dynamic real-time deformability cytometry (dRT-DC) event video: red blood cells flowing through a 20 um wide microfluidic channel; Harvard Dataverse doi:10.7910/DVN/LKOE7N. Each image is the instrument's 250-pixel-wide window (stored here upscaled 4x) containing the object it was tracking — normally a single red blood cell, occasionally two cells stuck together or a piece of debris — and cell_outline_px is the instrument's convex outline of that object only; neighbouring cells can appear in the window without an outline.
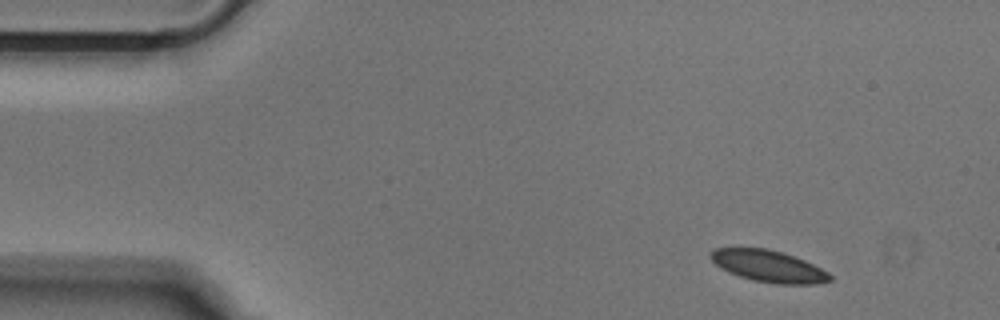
{"species": "Egyptian fruit bat (a non-hibernating species)", "species_latin": "Rousettus aegyptiacus", "temperature_condition": "cold", "stored_images_in_passage": 10, "camera_frame_rate_fps": 3000, "um_per_image_px": 0.085, "animal": {"sex": "male"}, "frame": {"image": 1, "passage_image": 1, "time_ms": 0.0, "image_size_px": [1000, 320], "cell_outline_px": [[832, 280], [816, 284], [776, 284], [752, 280], [728, 272], [720, 268], [708, 256], [716, 248], [768, 248], [784, 252], [804, 260], [828, 272], [832, 276]], "centroid_in_image_um": [65.33, 22.62], "position_along_channel_um": 19.7, "area_um2": 22.08}}
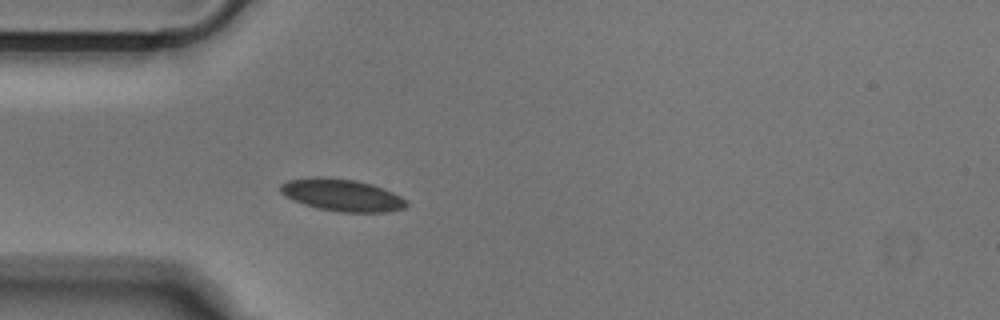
{"frame": {"image": 2, "passage_image": 10, "time_ms": 3.0, "image_size_px": [1000, 320], "cell_outline_px": [[408, 204], [404, 208], [388, 212], [340, 212], [320, 208], [304, 204], [292, 200], [284, 196], [280, 192], [280, 184], [288, 180], [356, 180], [372, 184], [392, 192], [408, 200]], "centroid_in_image_um": [29.14, 16.64], "position_along_channel_um": 55.9, "area_um2": 22.66}}